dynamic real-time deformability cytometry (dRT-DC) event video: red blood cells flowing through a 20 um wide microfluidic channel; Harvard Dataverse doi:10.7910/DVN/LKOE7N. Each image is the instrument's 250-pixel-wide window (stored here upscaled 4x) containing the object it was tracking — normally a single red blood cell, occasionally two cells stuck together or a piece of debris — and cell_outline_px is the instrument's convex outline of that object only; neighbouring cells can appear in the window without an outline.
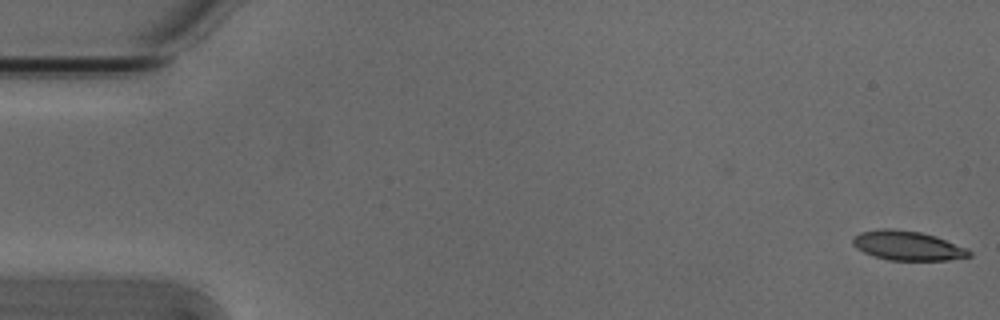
{"species": "Egyptian fruit bat (a non-hibernating species)", "species_latin": "Rousettus aegyptiacus", "temperature_condition": "cold", "stored_images_in_passage": 3, "camera_frame_rate_fps": 3000, "um_per_image_px": 0.085, "animal": {"sex": "male"}, "frame": {"image": 1, "passage_image": 1, "time_ms": 0.0, "image_size_px": [1000, 320], "cell_outline_px": [[972, 256], [948, 260], [888, 260], [864, 252], [856, 248], [852, 244], [852, 240], [860, 232], [884, 228], [888, 228], [920, 232], [936, 236], [968, 248], [972, 252]], "centroid_in_image_um": [77.18, 20.88], "position_along_channel_um": 7.8, "area_um2": 19.88}}